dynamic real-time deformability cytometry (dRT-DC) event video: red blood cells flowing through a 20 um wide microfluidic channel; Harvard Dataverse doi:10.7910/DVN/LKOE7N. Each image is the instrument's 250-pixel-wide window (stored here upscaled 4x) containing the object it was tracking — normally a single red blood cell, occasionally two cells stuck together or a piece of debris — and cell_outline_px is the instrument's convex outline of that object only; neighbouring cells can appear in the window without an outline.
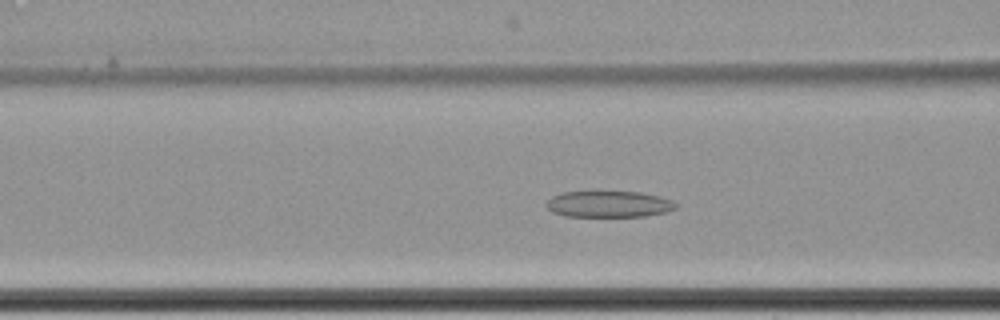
{"species": "common noctule bat (a hibernating species)", "species_latin": "Nyctalus noctula", "temperature_condition": "cold", "stored_images_in_passage": 68, "camera_frame_rate_fps": 3000, "um_per_image_px": 0.085, "animal": {"sex": "female", "body_mass_g": 22.7, "forearm_length_mm": 54.2}, "frame": {"image": 1, "passage_image": 32, "time_ms": 10.333, "image_size_px": [1000, 320], "cell_outline_px": [[676, 208], [668, 212], [644, 216], [564, 216], [552, 212], [544, 204], [552, 196], [564, 192], [640, 192], [660, 196], [672, 200], [676, 204]], "centroid_in_image_um": [51.75, 17.35], "position_along_channel_um": 114.8, "area_um2": 19.83}}
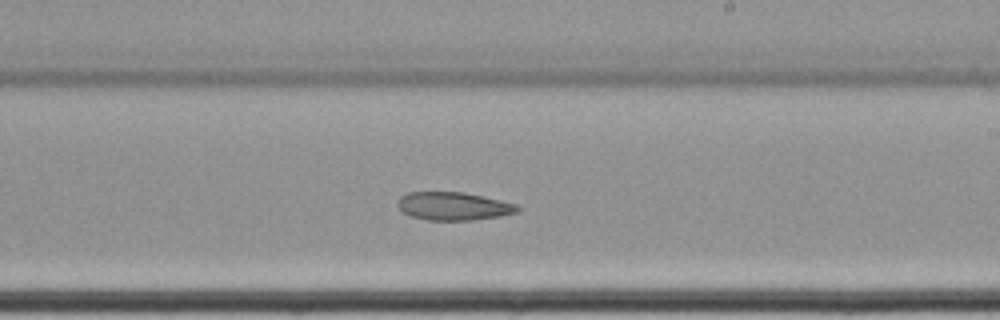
{"frame": {"image": 2, "passage_image": 44, "time_ms": 14.333, "image_size_px": [1000, 320], "cell_outline_px": [[520, 208], [516, 212], [500, 216], [468, 220], [428, 220], [412, 216], [404, 212], [396, 204], [400, 196], [408, 192], [464, 192], [500, 200], [516, 204]], "centroid_in_image_um": [38.52, 17.51], "position_along_channel_um": 250.5, "area_um2": 19.42}}
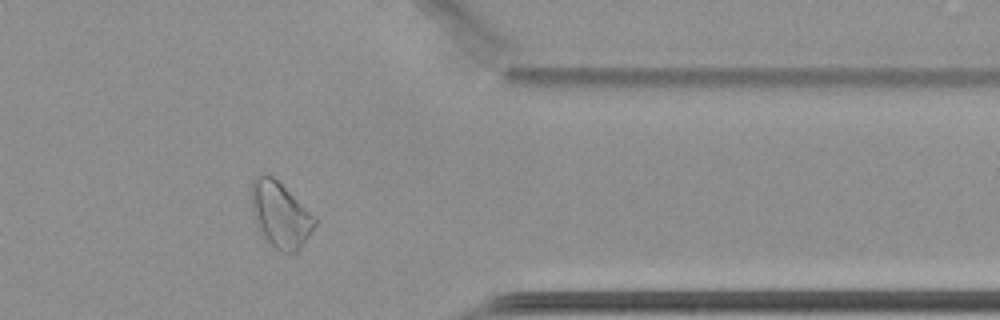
{"frame": {"image": 3, "passage_image": 57, "time_ms": 18.667, "image_size_px": [1000, 320], "cell_outline_px": [[316, 224], [300, 248], [296, 252], [288, 256], [280, 252], [268, 244], [256, 220], [252, 208], [252, 180], [260, 172], [264, 172], [272, 176], [316, 216]], "centroid_in_image_um": [23.84, 18.27], "position_along_channel_um": 387.6, "area_um2": 24.16}}